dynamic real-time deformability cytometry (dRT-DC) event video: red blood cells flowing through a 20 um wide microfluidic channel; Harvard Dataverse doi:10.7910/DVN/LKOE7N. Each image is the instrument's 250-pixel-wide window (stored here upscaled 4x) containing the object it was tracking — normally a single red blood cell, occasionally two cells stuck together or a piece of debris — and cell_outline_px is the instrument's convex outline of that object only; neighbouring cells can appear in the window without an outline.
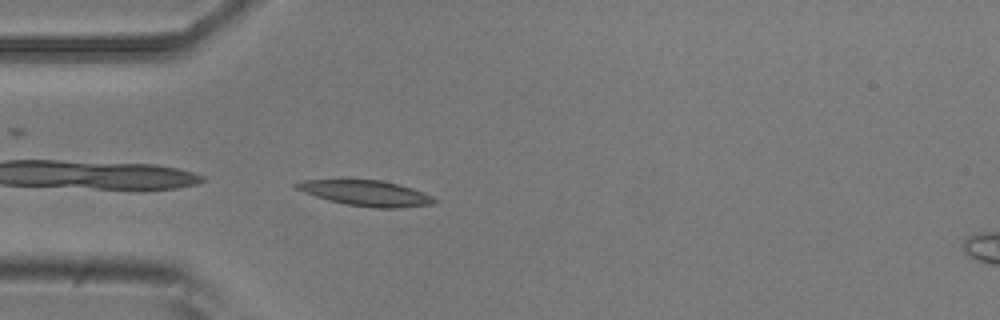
{"species": "common noctule bat (a hibernating species)", "species_latin": "Nyctalus noctula", "temperature_condition": "room temperature", "stored_images_in_passage": 6, "camera_frame_rate_fps": 3000, "um_per_image_px": 0.085, "animal": {"sex": "male", "body_mass_g": 20.5, "forearm_length_mm": 52.5}, "frame": {"image": 1, "passage_image": 5, "time_ms": 1.333, "image_size_px": [1000, 320], "cell_outline_px": [[440, 200], [436, 204], [400, 208], [372, 208], [344, 204], [328, 200], [292, 188], [292, 184], [304, 180], [348, 176], [380, 180], [400, 184], [412, 188], [432, 196]], "centroid_in_image_um": [31.05, 16.37], "position_along_channel_um": 54.0, "area_um2": 21.85}}